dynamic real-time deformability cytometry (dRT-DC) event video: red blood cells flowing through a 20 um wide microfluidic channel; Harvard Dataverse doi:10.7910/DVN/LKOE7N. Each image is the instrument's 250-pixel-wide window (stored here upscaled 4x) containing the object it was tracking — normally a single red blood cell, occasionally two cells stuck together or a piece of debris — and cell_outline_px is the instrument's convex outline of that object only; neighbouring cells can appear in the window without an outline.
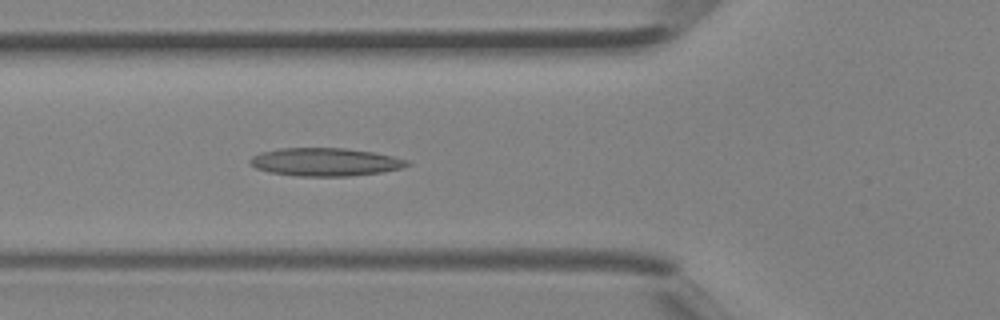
{"species": "Egyptian fruit bat (a non-hibernating species)", "species_latin": "Rousettus aegyptiacus", "temperature_condition": "room temperature", "stored_images_in_passage": 41, "camera_frame_rate_fps": 3000, "um_per_image_px": 0.085, "animal": {"sex": "female"}, "frame": {"image": 1, "passage_image": 15, "time_ms": 4.667, "image_size_px": [1000, 320], "cell_outline_px": [[412, 164], [400, 168], [380, 172], [348, 176], [296, 176], [268, 172], [256, 168], [248, 160], [252, 156], [260, 152], [280, 148], [344, 148], [372, 152], [412, 160]], "centroid_in_image_um": [27.64, 13.76], "position_along_channel_um": 98.2, "area_um2": 25.72}}
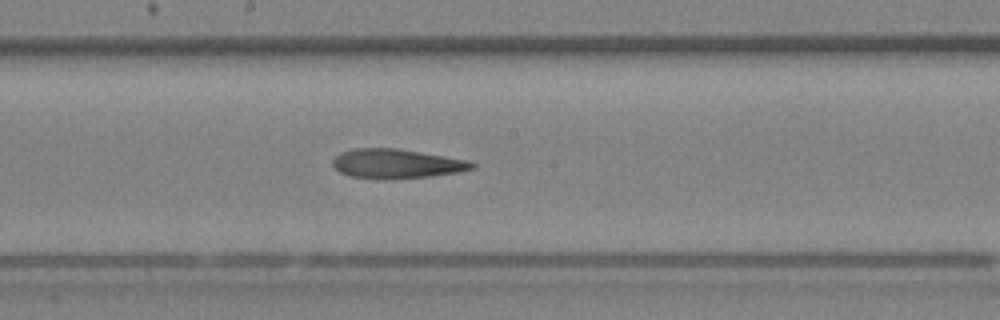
{"frame": {"image": 2, "passage_image": 22, "time_ms": 7.0, "image_size_px": [1000, 320], "cell_outline_px": [[476, 168], [460, 172], [428, 176], [352, 176], [340, 172], [332, 164], [332, 160], [340, 152], [356, 148], [396, 148], [468, 160], [476, 164]], "centroid_in_image_um": [33.75, 13.86], "position_along_channel_um": 214.5, "area_um2": 22.72}}
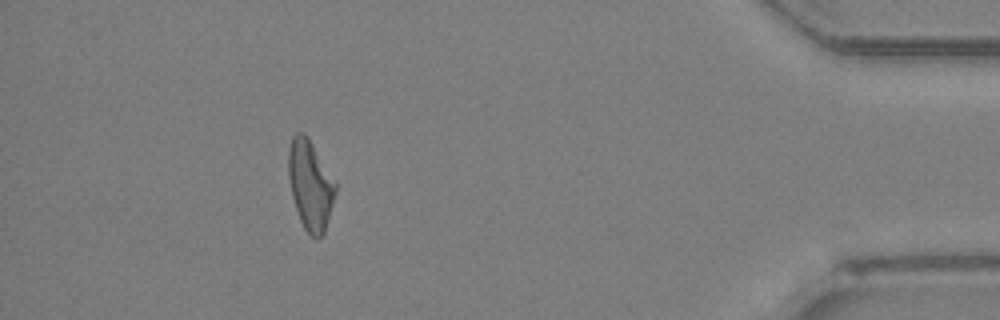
{"frame": {"image": 3, "passage_image": 37, "time_ms": 12.0, "image_size_px": [1000, 320], "cell_outline_px": [[336, 192], [324, 236], [312, 236], [304, 228], [300, 220], [292, 196], [288, 176], [288, 148], [292, 136], [296, 132], [304, 132], [308, 136], [336, 180]], "centroid_in_image_um": [26.38, 15.68], "position_along_channel_um": 408.8, "area_um2": 24.85}}